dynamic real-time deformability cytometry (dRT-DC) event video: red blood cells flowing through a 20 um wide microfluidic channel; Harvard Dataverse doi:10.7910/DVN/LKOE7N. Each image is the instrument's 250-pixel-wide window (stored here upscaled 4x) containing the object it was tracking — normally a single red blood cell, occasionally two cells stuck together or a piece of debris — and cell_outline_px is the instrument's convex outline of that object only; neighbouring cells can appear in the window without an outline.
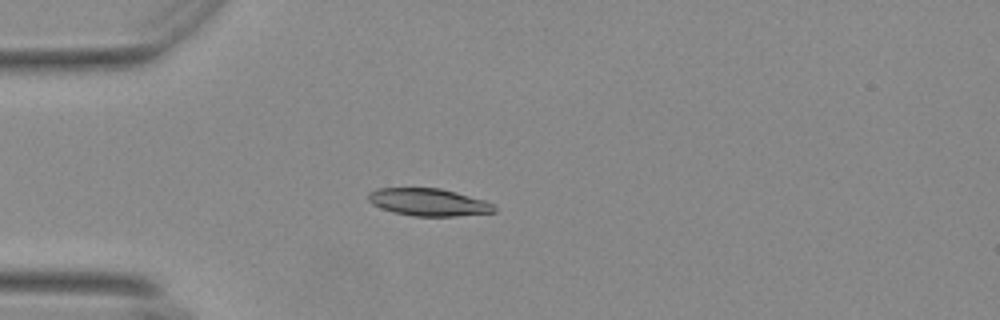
{"species": "Egyptian fruit bat (a non-hibernating species)", "species_latin": "Rousettus aegyptiacus", "temperature_condition": "warm", "stored_images_in_passage": 34, "camera_frame_rate_fps": 3000, "um_per_image_px": 0.085, "animal": {"sex": "female"}, "frame": {"image": 1, "passage_image": 1, "time_ms": 0.0, "image_size_px": [1000, 320], "cell_outline_px": [[496, 212], [456, 216], [412, 216], [392, 212], [380, 208], [372, 204], [368, 200], [368, 192], [376, 188], [440, 188], [456, 192], [484, 200], [492, 204], [496, 208]], "centroid_in_image_um": [36.39, 17.19], "position_along_channel_um": 48.6, "area_um2": 20.23}}
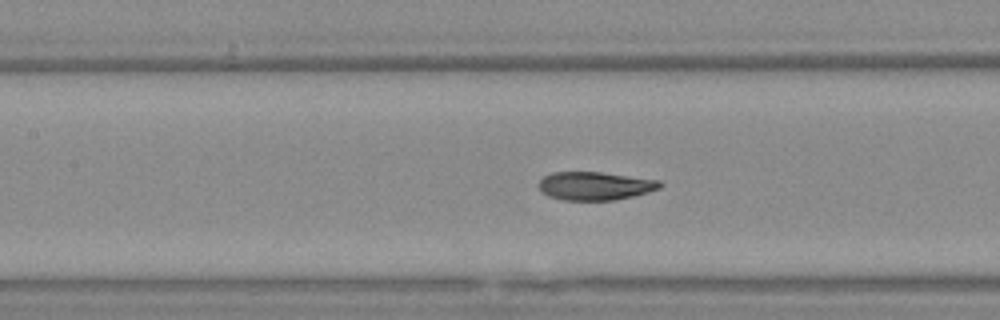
{"frame": {"image": 2, "passage_image": 11, "time_ms": 3.333, "image_size_px": [1000, 320], "cell_outline_px": [[664, 184], [660, 188], [648, 192], [616, 200], [564, 200], [548, 196], [540, 188], [540, 180], [544, 176], [552, 172], [600, 172], [660, 180]], "centroid_in_image_um": [50.61, 15.8], "position_along_channel_um": 156.8, "area_um2": 19.88}}
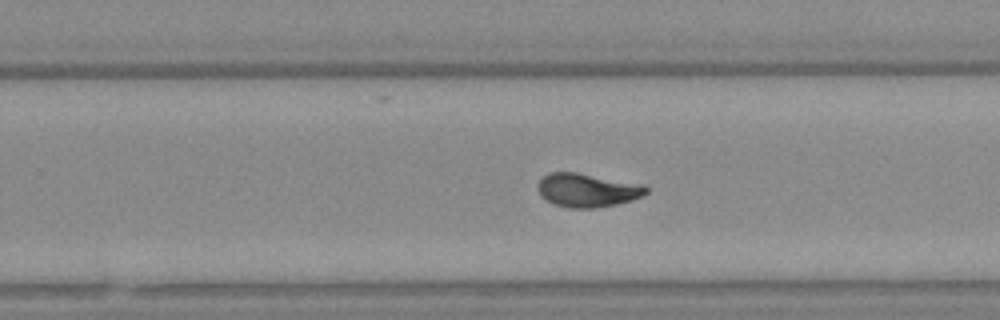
{"frame": {"image": 3, "passage_image": 21, "time_ms": 6.667, "image_size_px": [1000, 320], "cell_outline_px": [[648, 192], [632, 200], [616, 204], [596, 208], [568, 208], [556, 204], [540, 196], [536, 188], [536, 184], [548, 172], [576, 172], [644, 184], [648, 188]], "centroid_in_image_um": [49.9, 16.16], "position_along_channel_um": 279.9, "area_um2": 21.33}, "authors_computed_cell_mechanics": {"area_um2": 20.5479, "velocity_mm_per_s": 3.7152, "shape_relaxation_time_tau1_ms": 10.4771, "shape_relaxation_time_tau2_ms": 0.9334, "deformation_change_tau1": 0.2757, "deformation_change_tau2": 0.055}}